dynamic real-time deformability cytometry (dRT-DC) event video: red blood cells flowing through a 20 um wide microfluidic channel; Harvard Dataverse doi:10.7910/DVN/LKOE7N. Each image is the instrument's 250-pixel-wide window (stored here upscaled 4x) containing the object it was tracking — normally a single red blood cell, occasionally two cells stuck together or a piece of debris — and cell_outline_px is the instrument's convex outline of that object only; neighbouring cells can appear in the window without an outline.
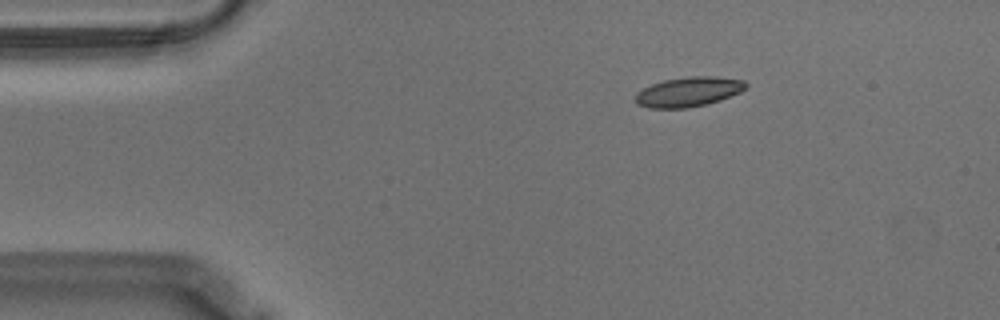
{"species": "Egyptian fruit bat (a non-hibernating species)", "species_latin": "Rousettus aegyptiacus", "temperature_condition": "warm", "stored_images_in_passage": 48, "camera_frame_rate_fps": 3000, "um_per_image_px": 0.085, "animal": {"sex": "male"}, "frame": {"image": 1, "passage_image": 1, "time_ms": 0.0, "image_size_px": [1000, 320], "cell_outline_px": [[748, 88], [740, 92], [720, 100], [708, 104], [688, 108], [648, 108], [636, 104], [636, 92], [652, 84], [664, 80], [688, 76], [716, 76], [744, 80], [748, 84]], "centroid_in_image_um": [58.55, 7.8], "position_along_channel_um": 26.5, "area_um2": 19.31}}
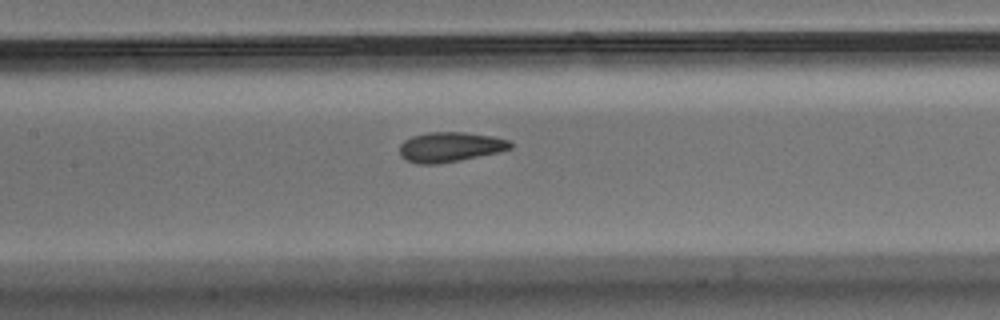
{"frame": {"image": 2, "passage_image": 18, "time_ms": 5.667, "image_size_px": [1000, 320], "cell_outline_px": [[512, 148], [500, 152], [460, 160], [436, 164], [416, 164], [404, 160], [400, 156], [400, 144], [404, 140], [412, 136], [428, 132], [464, 132], [492, 136], [508, 140], [512, 144]], "centroid_in_image_um": [38.23, 12.5], "position_along_channel_um": 169.2, "area_um2": 19.42}}
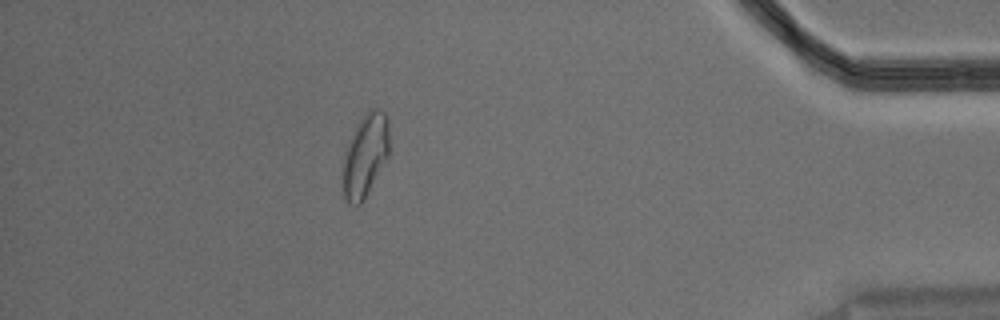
{"frame": {"image": 3, "passage_image": 42, "time_ms": 13.667, "image_size_px": [1000, 320], "cell_outline_px": [[388, 156], [364, 200], [360, 204], [348, 204], [344, 196], [340, 172], [344, 152], [356, 124], [368, 108], [376, 108], [384, 112], [388, 116]], "centroid_in_image_um": [31.0, 13.2], "position_along_channel_um": 404.2, "area_um2": 22.89}, "authors_computed_cell_mechanics": {"area_um2": 19.5075, "velocity_mm_per_s": 3.5359, "shape_relaxation_time_tau1_ms": 7.3211, "shape_relaxation_time_tau2_ms": 0.9958, "deformation_change_tau1": 0.1892, "deformation_change_tau2": 0.0677}}